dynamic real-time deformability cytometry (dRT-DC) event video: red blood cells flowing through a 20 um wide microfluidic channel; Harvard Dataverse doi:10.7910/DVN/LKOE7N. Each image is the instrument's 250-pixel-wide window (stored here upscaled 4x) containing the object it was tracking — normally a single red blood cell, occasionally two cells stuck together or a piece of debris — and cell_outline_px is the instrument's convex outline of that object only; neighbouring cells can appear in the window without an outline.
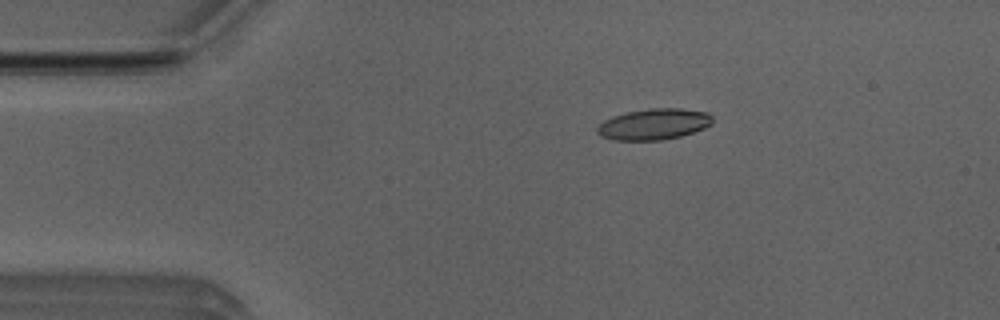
{"species": "Egyptian fruit bat (a non-hibernating species)", "species_latin": "Rousettus aegyptiacus", "temperature_condition": "room temperature", "stored_images_in_passage": 6, "camera_frame_rate_fps": 3000, "um_per_image_px": 0.085, "animal": {"sex": "male"}, "frame": {"image": 1, "passage_image": 1, "time_ms": 0.0, "image_size_px": [1000, 320], "cell_outline_px": [[712, 124], [704, 128], [680, 136], [660, 140], [612, 140], [600, 136], [596, 132], [596, 128], [604, 120], [612, 116], [624, 112], [648, 108], [680, 108], [708, 112], [712, 116]], "centroid_in_image_um": [55.55, 10.54], "position_along_channel_um": 29.5, "area_um2": 21.04}}
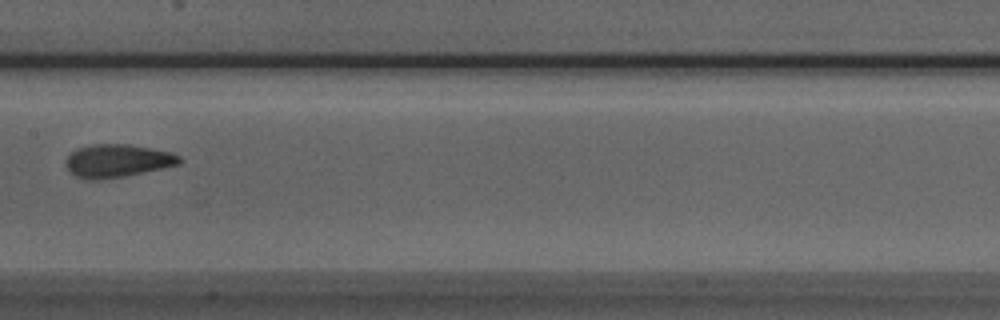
{"frame": {"image": 2, "passage_image": 6, "time_ms": 1.667, "image_size_px": [1000, 320], "cell_outline_px": [[180, 164], [124, 176], [100, 180], [84, 180], [76, 176], [64, 164], [64, 160], [76, 148], [92, 144], [128, 144], [168, 152], [180, 156]], "centroid_in_image_um": [9.91, 13.67], "position_along_channel_um": 197.5, "area_um2": 21.68}}